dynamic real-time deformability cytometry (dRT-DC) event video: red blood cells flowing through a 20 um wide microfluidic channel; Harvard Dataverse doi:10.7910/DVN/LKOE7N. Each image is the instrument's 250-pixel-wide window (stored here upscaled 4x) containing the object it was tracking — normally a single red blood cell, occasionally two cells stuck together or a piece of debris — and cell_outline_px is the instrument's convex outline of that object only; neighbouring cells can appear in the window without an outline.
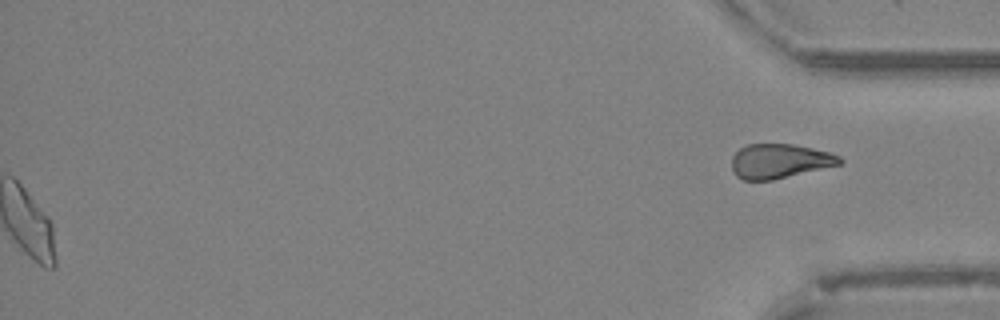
{"species": "Egyptian fruit bat (a non-hibernating species)", "species_latin": "Rousettus aegyptiacus", "temperature_condition": "cold", "stored_images_in_passage": 40, "segment_of_instrument_passage": [2, 2], "camera_frame_rate_fps": 3000, "um_per_image_px": 0.085, "animal": {"sex": "female"}, "frame": {"image": 1, "passage_image": 40, "time_ms": 13.0, "image_size_px": [1000, 320], "cell_outline_px": [[844, 160], [840, 164], [772, 180], [744, 180], [736, 176], [732, 168], [732, 156], [740, 148], [748, 144], [792, 144], [812, 148], [828, 152], [840, 156]], "centroid_in_image_um": [66.25, 13.69], "position_along_channel_um": 369.0, "area_um2": 21.5}}